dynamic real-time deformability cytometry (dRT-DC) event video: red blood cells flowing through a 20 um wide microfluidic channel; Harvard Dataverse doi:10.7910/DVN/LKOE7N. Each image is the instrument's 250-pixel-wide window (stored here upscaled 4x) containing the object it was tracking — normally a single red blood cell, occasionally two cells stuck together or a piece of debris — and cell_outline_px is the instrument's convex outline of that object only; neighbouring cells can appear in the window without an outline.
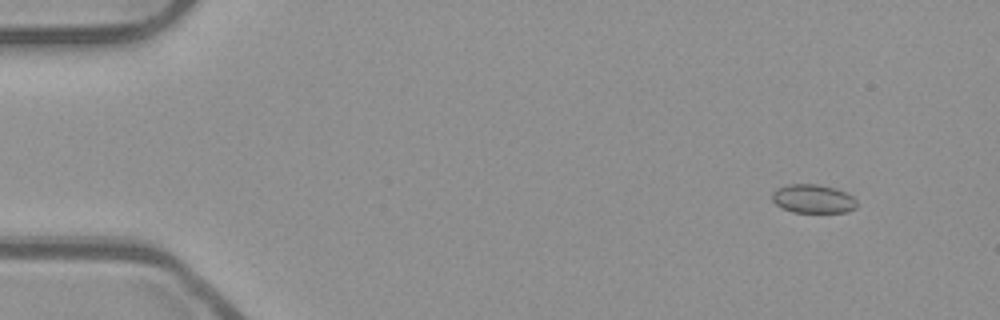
{"species": "common noctule bat (a hibernating species)", "species_latin": "Nyctalus noctula", "temperature_condition": "room temperature", "stored_images_in_passage": 26, "camera_frame_rate_fps": 3000, "um_per_image_px": 0.085, "animal": {"sex": "male", "body_mass_g": 23.1, "forearm_length_mm": 52.7}, "frame": {"image": 1, "passage_image": 5, "time_ms": 1.333, "image_size_px": [1000, 320], "cell_outline_px": [[856, 208], [848, 212], [792, 212], [776, 204], [772, 200], [772, 192], [776, 188], [788, 184], [816, 184], [836, 188], [852, 196], [856, 200]], "centroid_in_image_um": [69.1, 16.89], "position_along_channel_um": 15.9, "area_um2": 14.16}}
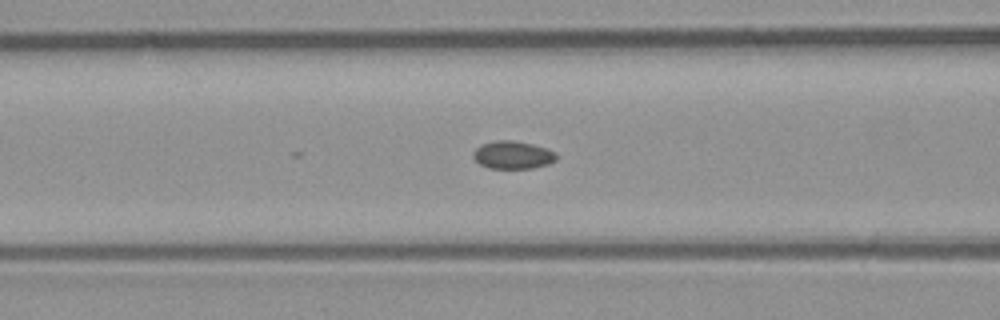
{"frame": {"image": 2, "passage_image": 22, "time_ms": 7.0, "image_size_px": [1000, 320], "cell_outline_px": [[556, 160], [548, 164], [532, 168], [488, 168], [480, 164], [472, 156], [472, 152], [480, 144], [496, 140], [512, 140], [532, 144], [548, 148], [556, 152]], "centroid_in_image_um": [43.58, 13.16], "position_along_channel_um": 123.0, "area_um2": 13.58}}
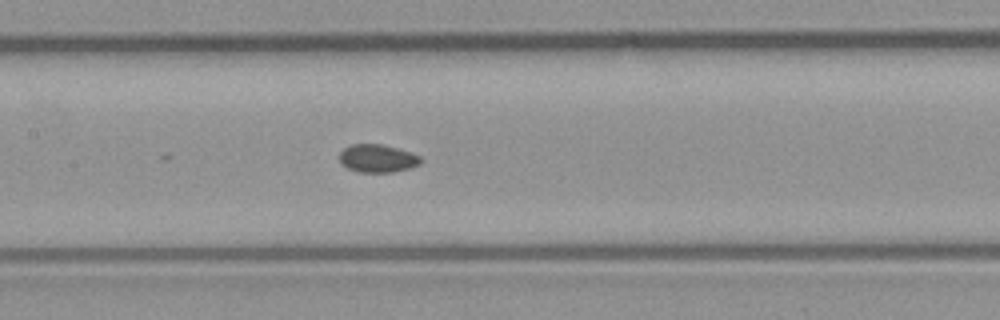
{"frame": {"image": 3, "passage_image": 26, "time_ms": 8.333, "image_size_px": [1000, 320], "cell_outline_px": [[424, 160], [420, 164], [412, 168], [392, 172], [360, 172], [348, 168], [340, 164], [340, 152], [344, 148], [352, 144], [384, 144], [412, 152], [420, 156]], "centroid_in_image_um": [32.13, 13.46], "position_along_channel_um": 175.3, "area_um2": 13.47}}